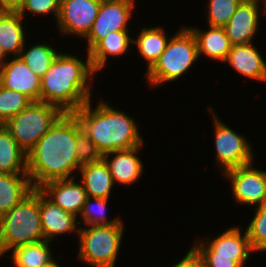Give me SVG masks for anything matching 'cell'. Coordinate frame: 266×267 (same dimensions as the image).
<instances>
[{
    "instance_id": "9a60e30c",
    "label": "cell",
    "mask_w": 266,
    "mask_h": 267,
    "mask_svg": "<svg viewBox=\"0 0 266 267\" xmlns=\"http://www.w3.org/2000/svg\"><path fill=\"white\" fill-rule=\"evenodd\" d=\"M39 210L41 215V225L44 233V240L50 241L57 235H64L76 231L82 224L77 222V217L64 211L61 207L55 205L39 190Z\"/></svg>"
},
{
    "instance_id": "cb8c5ba5",
    "label": "cell",
    "mask_w": 266,
    "mask_h": 267,
    "mask_svg": "<svg viewBox=\"0 0 266 267\" xmlns=\"http://www.w3.org/2000/svg\"><path fill=\"white\" fill-rule=\"evenodd\" d=\"M169 39L170 37H167L166 31L162 27H144L138 34L137 40L133 39L140 55L147 61V70L164 52Z\"/></svg>"
},
{
    "instance_id": "4fadbf2b",
    "label": "cell",
    "mask_w": 266,
    "mask_h": 267,
    "mask_svg": "<svg viewBox=\"0 0 266 267\" xmlns=\"http://www.w3.org/2000/svg\"><path fill=\"white\" fill-rule=\"evenodd\" d=\"M259 1L261 0H242L229 22L224 26L232 45L253 42L259 30Z\"/></svg>"
},
{
    "instance_id": "2e32d148",
    "label": "cell",
    "mask_w": 266,
    "mask_h": 267,
    "mask_svg": "<svg viewBox=\"0 0 266 267\" xmlns=\"http://www.w3.org/2000/svg\"><path fill=\"white\" fill-rule=\"evenodd\" d=\"M142 146L130 149H121L103 155L114 183L130 185L138 180L143 172V164L136 155ZM114 155L111 159L109 156Z\"/></svg>"
},
{
    "instance_id": "74e56055",
    "label": "cell",
    "mask_w": 266,
    "mask_h": 267,
    "mask_svg": "<svg viewBox=\"0 0 266 267\" xmlns=\"http://www.w3.org/2000/svg\"><path fill=\"white\" fill-rule=\"evenodd\" d=\"M46 267H60V266L58 265V263H56V261H54L50 265H48Z\"/></svg>"
},
{
    "instance_id": "4dcf8cb0",
    "label": "cell",
    "mask_w": 266,
    "mask_h": 267,
    "mask_svg": "<svg viewBox=\"0 0 266 267\" xmlns=\"http://www.w3.org/2000/svg\"><path fill=\"white\" fill-rule=\"evenodd\" d=\"M199 243V244H198ZM193 247L202 256L205 267H244L249 256H225L217 255L205 240L198 241Z\"/></svg>"
},
{
    "instance_id": "9c48e42d",
    "label": "cell",
    "mask_w": 266,
    "mask_h": 267,
    "mask_svg": "<svg viewBox=\"0 0 266 267\" xmlns=\"http://www.w3.org/2000/svg\"><path fill=\"white\" fill-rule=\"evenodd\" d=\"M135 0H102L93 26L85 37L88 53L110 32L128 30Z\"/></svg>"
},
{
    "instance_id": "277c9868",
    "label": "cell",
    "mask_w": 266,
    "mask_h": 267,
    "mask_svg": "<svg viewBox=\"0 0 266 267\" xmlns=\"http://www.w3.org/2000/svg\"><path fill=\"white\" fill-rule=\"evenodd\" d=\"M44 240L39 210V189H34L0 217V257L16 247Z\"/></svg>"
},
{
    "instance_id": "d590c367",
    "label": "cell",
    "mask_w": 266,
    "mask_h": 267,
    "mask_svg": "<svg viewBox=\"0 0 266 267\" xmlns=\"http://www.w3.org/2000/svg\"><path fill=\"white\" fill-rule=\"evenodd\" d=\"M22 0H0V11H17Z\"/></svg>"
},
{
    "instance_id": "484cf974",
    "label": "cell",
    "mask_w": 266,
    "mask_h": 267,
    "mask_svg": "<svg viewBox=\"0 0 266 267\" xmlns=\"http://www.w3.org/2000/svg\"><path fill=\"white\" fill-rule=\"evenodd\" d=\"M50 241L25 244L11 250L15 267H46L55 261L51 256Z\"/></svg>"
},
{
    "instance_id": "d6986e66",
    "label": "cell",
    "mask_w": 266,
    "mask_h": 267,
    "mask_svg": "<svg viewBox=\"0 0 266 267\" xmlns=\"http://www.w3.org/2000/svg\"><path fill=\"white\" fill-rule=\"evenodd\" d=\"M79 171L82 184L88 197L109 199L111 189L115 183L104 159L81 166Z\"/></svg>"
},
{
    "instance_id": "ba28073f",
    "label": "cell",
    "mask_w": 266,
    "mask_h": 267,
    "mask_svg": "<svg viewBox=\"0 0 266 267\" xmlns=\"http://www.w3.org/2000/svg\"><path fill=\"white\" fill-rule=\"evenodd\" d=\"M209 110L214 115L215 123V164L222 167V174L229 169L253 163L254 151H252L249 141L218 119L219 117L214 114L211 108Z\"/></svg>"
},
{
    "instance_id": "83f0119b",
    "label": "cell",
    "mask_w": 266,
    "mask_h": 267,
    "mask_svg": "<svg viewBox=\"0 0 266 267\" xmlns=\"http://www.w3.org/2000/svg\"><path fill=\"white\" fill-rule=\"evenodd\" d=\"M31 102L26 95L7 89L0 84V125L7 123Z\"/></svg>"
},
{
    "instance_id": "836d02e7",
    "label": "cell",
    "mask_w": 266,
    "mask_h": 267,
    "mask_svg": "<svg viewBox=\"0 0 266 267\" xmlns=\"http://www.w3.org/2000/svg\"><path fill=\"white\" fill-rule=\"evenodd\" d=\"M61 0H22L17 12L24 18L26 10L34 15L54 14V18H58Z\"/></svg>"
},
{
    "instance_id": "d4e9b609",
    "label": "cell",
    "mask_w": 266,
    "mask_h": 267,
    "mask_svg": "<svg viewBox=\"0 0 266 267\" xmlns=\"http://www.w3.org/2000/svg\"><path fill=\"white\" fill-rule=\"evenodd\" d=\"M240 230L239 227H231L212 240L206 238V243L217 252V255L250 256L253 250L247 233L245 231L243 234Z\"/></svg>"
},
{
    "instance_id": "f546056e",
    "label": "cell",
    "mask_w": 266,
    "mask_h": 267,
    "mask_svg": "<svg viewBox=\"0 0 266 267\" xmlns=\"http://www.w3.org/2000/svg\"><path fill=\"white\" fill-rule=\"evenodd\" d=\"M255 211L246 233L253 252H262L266 251V201Z\"/></svg>"
},
{
    "instance_id": "d6a6232c",
    "label": "cell",
    "mask_w": 266,
    "mask_h": 267,
    "mask_svg": "<svg viewBox=\"0 0 266 267\" xmlns=\"http://www.w3.org/2000/svg\"><path fill=\"white\" fill-rule=\"evenodd\" d=\"M75 149L80 167L103 159L102 153L83 130L76 136Z\"/></svg>"
},
{
    "instance_id": "8fae6325",
    "label": "cell",
    "mask_w": 266,
    "mask_h": 267,
    "mask_svg": "<svg viewBox=\"0 0 266 267\" xmlns=\"http://www.w3.org/2000/svg\"><path fill=\"white\" fill-rule=\"evenodd\" d=\"M102 0H61L57 24L64 35L85 38L98 15Z\"/></svg>"
},
{
    "instance_id": "ac0fdd59",
    "label": "cell",
    "mask_w": 266,
    "mask_h": 267,
    "mask_svg": "<svg viewBox=\"0 0 266 267\" xmlns=\"http://www.w3.org/2000/svg\"><path fill=\"white\" fill-rule=\"evenodd\" d=\"M22 19L17 11H0V46L6 57H19L26 46Z\"/></svg>"
},
{
    "instance_id": "7a4b0ae2",
    "label": "cell",
    "mask_w": 266,
    "mask_h": 267,
    "mask_svg": "<svg viewBox=\"0 0 266 267\" xmlns=\"http://www.w3.org/2000/svg\"><path fill=\"white\" fill-rule=\"evenodd\" d=\"M95 73L89 53L86 62L72 54L59 53L41 78L40 101L73 113L91 99L89 80Z\"/></svg>"
},
{
    "instance_id": "603a6c76",
    "label": "cell",
    "mask_w": 266,
    "mask_h": 267,
    "mask_svg": "<svg viewBox=\"0 0 266 267\" xmlns=\"http://www.w3.org/2000/svg\"><path fill=\"white\" fill-rule=\"evenodd\" d=\"M0 173L27 174V153L4 125H0Z\"/></svg>"
},
{
    "instance_id": "e0dca14e",
    "label": "cell",
    "mask_w": 266,
    "mask_h": 267,
    "mask_svg": "<svg viewBox=\"0 0 266 267\" xmlns=\"http://www.w3.org/2000/svg\"><path fill=\"white\" fill-rule=\"evenodd\" d=\"M224 62L244 77L266 82V62L253 43L232 45Z\"/></svg>"
},
{
    "instance_id": "8992f818",
    "label": "cell",
    "mask_w": 266,
    "mask_h": 267,
    "mask_svg": "<svg viewBox=\"0 0 266 267\" xmlns=\"http://www.w3.org/2000/svg\"><path fill=\"white\" fill-rule=\"evenodd\" d=\"M123 223L79 228L78 258L94 267H114L123 238Z\"/></svg>"
},
{
    "instance_id": "44dd1931",
    "label": "cell",
    "mask_w": 266,
    "mask_h": 267,
    "mask_svg": "<svg viewBox=\"0 0 266 267\" xmlns=\"http://www.w3.org/2000/svg\"><path fill=\"white\" fill-rule=\"evenodd\" d=\"M189 28L196 37L199 57L204 54L212 60L225 61L232 44L224 27L209 26L207 31Z\"/></svg>"
},
{
    "instance_id": "6da1fadb",
    "label": "cell",
    "mask_w": 266,
    "mask_h": 267,
    "mask_svg": "<svg viewBox=\"0 0 266 267\" xmlns=\"http://www.w3.org/2000/svg\"><path fill=\"white\" fill-rule=\"evenodd\" d=\"M81 130L74 113H63L27 153V174L34 189L49 181L75 178L71 173L80 168L75 143Z\"/></svg>"
},
{
    "instance_id": "7c38bea8",
    "label": "cell",
    "mask_w": 266,
    "mask_h": 267,
    "mask_svg": "<svg viewBox=\"0 0 266 267\" xmlns=\"http://www.w3.org/2000/svg\"><path fill=\"white\" fill-rule=\"evenodd\" d=\"M5 62L0 69V84L26 95L32 102L40 101L41 78L19 57Z\"/></svg>"
},
{
    "instance_id": "f35d334b",
    "label": "cell",
    "mask_w": 266,
    "mask_h": 267,
    "mask_svg": "<svg viewBox=\"0 0 266 267\" xmlns=\"http://www.w3.org/2000/svg\"><path fill=\"white\" fill-rule=\"evenodd\" d=\"M263 3V6H264V8H263V11H264V14H266V0H261Z\"/></svg>"
},
{
    "instance_id": "f1b7e54d",
    "label": "cell",
    "mask_w": 266,
    "mask_h": 267,
    "mask_svg": "<svg viewBox=\"0 0 266 267\" xmlns=\"http://www.w3.org/2000/svg\"><path fill=\"white\" fill-rule=\"evenodd\" d=\"M94 200V201H93ZM107 198H98V197H88L86 202L84 203V207L80 214L83 219V224L85 226H99V225H109L116 224L118 222H122V220L118 218H114L113 220H108L106 216V206L108 203Z\"/></svg>"
},
{
    "instance_id": "7402d4cb",
    "label": "cell",
    "mask_w": 266,
    "mask_h": 267,
    "mask_svg": "<svg viewBox=\"0 0 266 267\" xmlns=\"http://www.w3.org/2000/svg\"><path fill=\"white\" fill-rule=\"evenodd\" d=\"M129 30L110 32L102 39L90 52V61L95 72H99L105 67L108 56H121L128 51L133 38L129 35Z\"/></svg>"
},
{
    "instance_id": "3957f363",
    "label": "cell",
    "mask_w": 266,
    "mask_h": 267,
    "mask_svg": "<svg viewBox=\"0 0 266 267\" xmlns=\"http://www.w3.org/2000/svg\"><path fill=\"white\" fill-rule=\"evenodd\" d=\"M91 99L73 113L84 133L94 142L102 155L121 149L142 146L143 138L135 120L118 109L100 101L92 109Z\"/></svg>"
},
{
    "instance_id": "ffe728a7",
    "label": "cell",
    "mask_w": 266,
    "mask_h": 267,
    "mask_svg": "<svg viewBox=\"0 0 266 267\" xmlns=\"http://www.w3.org/2000/svg\"><path fill=\"white\" fill-rule=\"evenodd\" d=\"M34 187L28 174L0 173V217L15 207Z\"/></svg>"
},
{
    "instance_id": "30bf717a",
    "label": "cell",
    "mask_w": 266,
    "mask_h": 267,
    "mask_svg": "<svg viewBox=\"0 0 266 267\" xmlns=\"http://www.w3.org/2000/svg\"><path fill=\"white\" fill-rule=\"evenodd\" d=\"M231 183L235 202L260 206L266 201V171L253 167V163L229 169L223 173Z\"/></svg>"
},
{
    "instance_id": "52a82bcc",
    "label": "cell",
    "mask_w": 266,
    "mask_h": 267,
    "mask_svg": "<svg viewBox=\"0 0 266 267\" xmlns=\"http://www.w3.org/2000/svg\"><path fill=\"white\" fill-rule=\"evenodd\" d=\"M63 113L56 105L35 101L4 126L17 144L28 153Z\"/></svg>"
},
{
    "instance_id": "4316f807",
    "label": "cell",
    "mask_w": 266,
    "mask_h": 267,
    "mask_svg": "<svg viewBox=\"0 0 266 267\" xmlns=\"http://www.w3.org/2000/svg\"><path fill=\"white\" fill-rule=\"evenodd\" d=\"M21 51L20 58L24 60L26 65L37 76L42 78L50 68L52 62L59 54L54 47L45 44H36L27 51Z\"/></svg>"
},
{
    "instance_id": "8d00e7d4",
    "label": "cell",
    "mask_w": 266,
    "mask_h": 267,
    "mask_svg": "<svg viewBox=\"0 0 266 267\" xmlns=\"http://www.w3.org/2000/svg\"><path fill=\"white\" fill-rule=\"evenodd\" d=\"M6 56L4 55V53H3V51H2V49H1V46H0V69H1V67L3 66V64L6 62L4 59H6L5 58Z\"/></svg>"
},
{
    "instance_id": "5bb4252c",
    "label": "cell",
    "mask_w": 266,
    "mask_h": 267,
    "mask_svg": "<svg viewBox=\"0 0 266 267\" xmlns=\"http://www.w3.org/2000/svg\"><path fill=\"white\" fill-rule=\"evenodd\" d=\"M74 179L49 181L41 186L39 190L55 205L78 218L88 196L82 182L81 184L76 183Z\"/></svg>"
},
{
    "instance_id": "1f68e13d",
    "label": "cell",
    "mask_w": 266,
    "mask_h": 267,
    "mask_svg": "<svg viewBox=\"0 0 266 267\" xmlns=\"http://www.w3.org/2000/svg\"><path fill=\"white\" fill-rule=\"evenodd\" d=\"M208 23L212 27H224L242 0H208Z\"/></svg>"
},
{
    "instance_id": "e575fe53",
    "label": "cell",
    "mask_w": 266,
    "mask_h": 267,
    "mask_svg": "<svg viewBox=\"0 0 266 267\" xmlns=\"http://www.w3.org/2000/svg\"><path fill=\"white\" fill-rule=\"evenodd\" d=\"M172 267H205L202 256L192 247L186 256Z\"/></svg>"
},
{
    "instance_id": "5b68a950",
    "label": "cell",
    "mask_w": 266,
    "mask_h": 267,
    "mask_svg": "<svg viewBox=\"0 0 266 267\" xmlns=\"http://www.w3.org/2000/svg\"><path fill=\"white\" fill-rule=\"evenodd\" d=\"M180 29L168 40L164 52L146 72L147 82L152 87L180 78L199 58L194 33L186 26Z\"/></svg>"
}]
</instances>
